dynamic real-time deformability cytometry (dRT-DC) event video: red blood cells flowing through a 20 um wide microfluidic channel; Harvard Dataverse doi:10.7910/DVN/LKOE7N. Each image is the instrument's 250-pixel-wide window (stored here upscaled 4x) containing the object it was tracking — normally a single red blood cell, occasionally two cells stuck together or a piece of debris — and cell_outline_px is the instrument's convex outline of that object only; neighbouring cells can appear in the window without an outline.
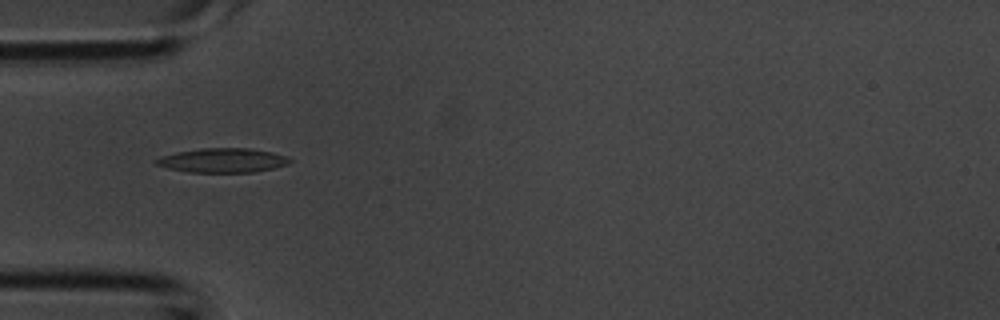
{"species": "common noctule bat (a hibernating species)", "species_latin": "Nyctalus noctula", "temperature_condition": "room temperature", "stored_images_in_passage": 37, "camera_frame_rate_fps": 3000, "um_per_image_px": 0.085, "animal": {"sex": "male", "body_mass_g": 20.1, "forearm_length_mm": 53.5}, "frame": {"image": 1, "passage_image": 10, "time_ms": 3.0, "image_size_px": [1000, 320], "cell_outline_px": [[292, 160], [288, 164], [272, 168], [252, 172], [188, 172], [168, 168], [156, 164], [152, 160], [160, 156], [176, 152], [200, 148], [248, 148], [272, 152], [288, 156]], "centroid_in_image_um": [18.9, 13.62], "position_along_channel_um": 66.1, "area_um2": 18.96}}
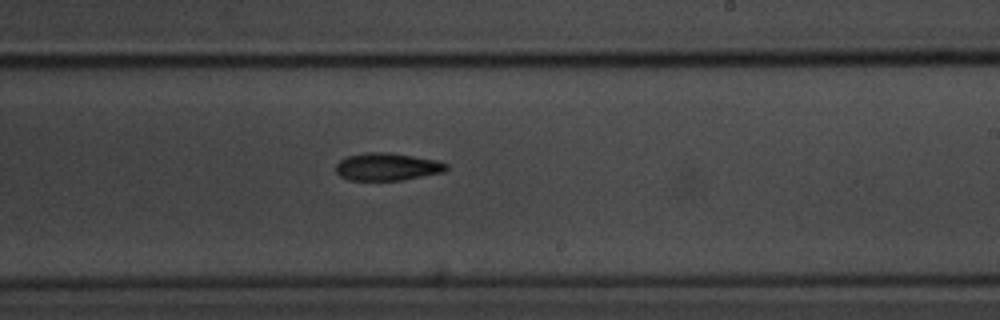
{"frame": {"image": 2, "passage_image": 21, "time_ms": 6.667, "image_size_px": [1000, 320], "cell_outline_px": [[448, 168], [444, 172], [404, 180], [348, 180], [340, 176], [336, 172], [336, 164], [340, 160], [348, 156], [364, 152], [392, 152], [436, 160], [448, 164]], "centroid_in_image_um": [32.92, 14.17], "position_along_channel_um": 256.1, "area_um2": 17.92}}
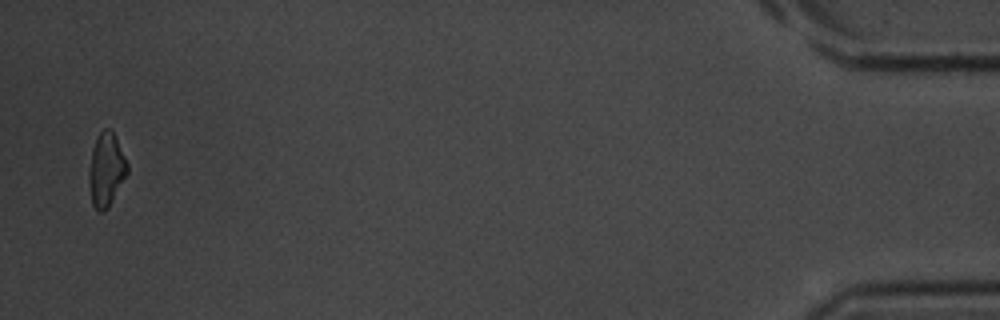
{"frame": {"image": 3, "passage_image": 36, "time_ms": 11.667, "image_size_px": [1000, 320], "cell_outline_px": [[128, 172], [108, 208], [104, 212], [100, 212], [92, 204], [88, 176], [88, 172], [92, 148], [100, 132], [104, 128], [112, 128], [128, 164]], "centroid_in_image_um": [9.03, 14.41], "position_along_channel_um": 426.2, "area_um2": 16.42}}